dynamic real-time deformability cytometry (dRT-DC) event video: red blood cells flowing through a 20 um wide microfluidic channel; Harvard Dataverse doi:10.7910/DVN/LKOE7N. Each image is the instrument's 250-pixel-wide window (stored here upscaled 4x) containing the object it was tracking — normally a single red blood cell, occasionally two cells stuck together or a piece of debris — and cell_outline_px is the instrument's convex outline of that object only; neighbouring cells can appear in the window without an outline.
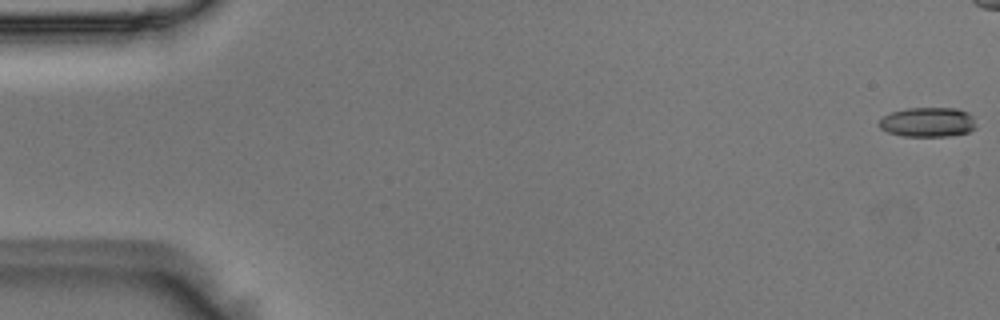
{"species": "Egyptian fruit bat (a non-hibernating species)", "species_latin": "Rousettus aegyptiacus", "temperature_condition": "room temperature", "stored_images_in_passage": 14, "camera_frame_rate_fps": 3000, "um_per_image_px": 0.085, "animal": {"sex": "male"}, "frame": {"image": 1, "passage_image": 1, "time_ms": 0.0, "image_size_px": [1000, 320], "cell_outline_px": [[976, 128], [968, 132], [948, 136], [900, 136], [888, 132], [880, 128], [880, 120], [884, 116], [892, 112], [908, 108], [956, 108], [968, 112], [972, 116]], "centroid_in_image_um": [78.87, 10.38], "position_along_channel_um": 6.1, "area_um2": 16.65}}